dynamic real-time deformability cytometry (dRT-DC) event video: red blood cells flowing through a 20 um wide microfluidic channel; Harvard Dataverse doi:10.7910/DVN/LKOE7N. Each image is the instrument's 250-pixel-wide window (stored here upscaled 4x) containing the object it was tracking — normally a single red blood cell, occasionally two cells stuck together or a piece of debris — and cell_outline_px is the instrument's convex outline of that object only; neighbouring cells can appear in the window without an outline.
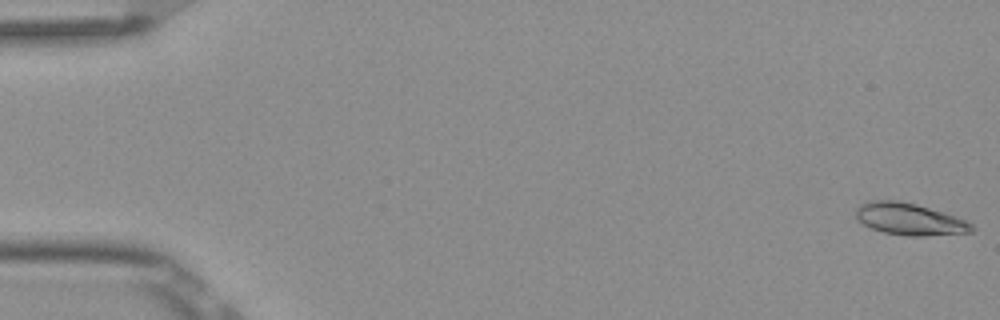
{"species": "Egyptian fruit bat (a non-hibernating species)", "species_latin": "Rousettus aegyptiacus", "temperature_condition": "room temperature", "stored_images_in_passage": 4, "segment_of_instrument_passage": [2, 2], "camera_frame_rate_fps": 3000, "um_per_image_px": 0.085, "frame": {"image": 1, "passage_image": 4, "time_ms": 1.0, "image_size_px": [1000, 320], "cell_outline_px": [[976, 228], [972, 232], [928, 236], [908, 236], [884, 232], [872, 228], [864, 224], [856, 216], [856, 208], [860, 204], [868, 200], [900, 200], [916, 204], [944, 212], [956, 216], [972, 224]], "centroid_in_image_um": [77.33, 18.62], "position_along_channel_um": 7.7, "area_um2": 21.62}}